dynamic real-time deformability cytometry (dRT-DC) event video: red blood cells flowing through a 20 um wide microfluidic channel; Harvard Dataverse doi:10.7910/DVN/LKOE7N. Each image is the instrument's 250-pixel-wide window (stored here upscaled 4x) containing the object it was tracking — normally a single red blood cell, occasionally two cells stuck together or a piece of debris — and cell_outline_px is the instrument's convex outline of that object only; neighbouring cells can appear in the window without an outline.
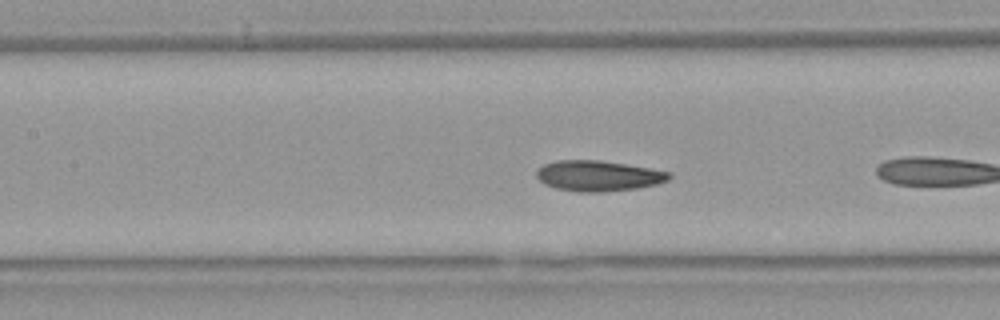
{"species": "Egyptian fruit bat (a non-hibernating species)", "species_latin": "Rousettus aegyptiacus", "temperature_condition": "warm", "stored_images_in_passage": 29, "camera_frame_rate_fps": 3000, "um_per_image_px": 0.085, "animal": {"sex": "female"}, "frame": {"image": 1, "passage_image": 8, "time_ms": 2.333, "image_size_px": [1000, 320], "cell_outline_px": [[668, 176], [664, 180], [648, 184], [624, 188], [568, 188], [552, 184], [544, 180], [540, 176], [540, 168], [548, 164], [576, 160], [616, 164], [664, 172]], "centroid_in_image_um": [50.83, 14.89], "position_along_channel_um": 156.6, "area_um2": 19.19}}
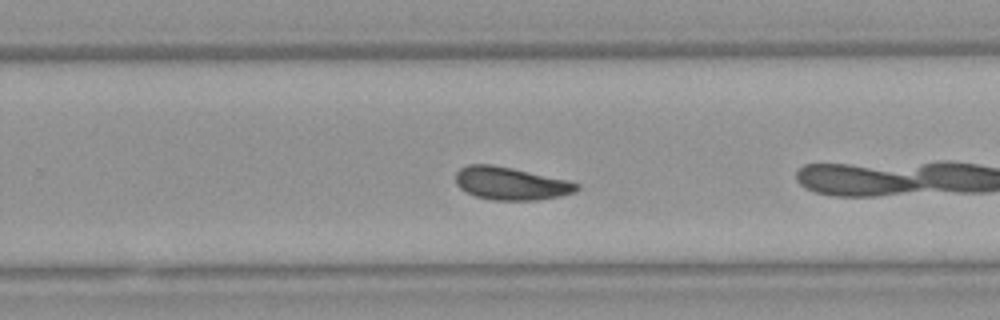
{"frame": {"image": 2, "passage_image": 18, "time_ms": 5.667, "image_size_px": [1000, 320], "cell_outline_px": [[576, 188], [568, 192], [548, 196], [480, 196], [464, 188], [456, 180], [456, 176], [464, 168], [504, 168], [576, 184]], "centroid_in_image_um": [43.35, 15.57], "position_along_channel_um": 286.4, "area_um2": 18.09}}
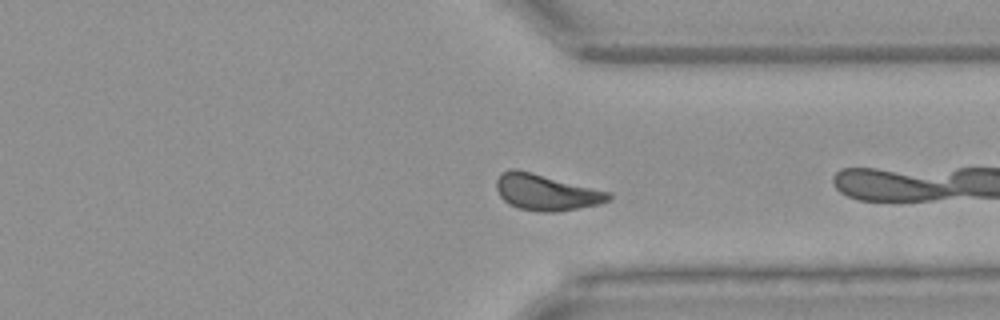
{"frame": {"image": 3, "passage_image": 24, "time_ms": 7.667, "image_size_px": [1000, 320], "cell_outline_px": [[608, 196], [604, 200], [592, 204], [568, 208], [524, 208], [512, 204], [500, 192], [500, 176], [504, 172], [524, 172], [600, 192]], "centroid_in_image_um": [46.32, 16.33], "position_along_channel_um": 365.1, "area_um2": 19.07}, "authors_computed_cell_mechanics": {"area_um2": 19.1896, "velocity_mm_per_s": 3.9086, "shape_relaxation_time_tau1_ms": null, "shape_relaxation_time_tau2_ms": 2.1882, "deformation_change_tau1": null, "deformation_change_tau2": 0.0739}}